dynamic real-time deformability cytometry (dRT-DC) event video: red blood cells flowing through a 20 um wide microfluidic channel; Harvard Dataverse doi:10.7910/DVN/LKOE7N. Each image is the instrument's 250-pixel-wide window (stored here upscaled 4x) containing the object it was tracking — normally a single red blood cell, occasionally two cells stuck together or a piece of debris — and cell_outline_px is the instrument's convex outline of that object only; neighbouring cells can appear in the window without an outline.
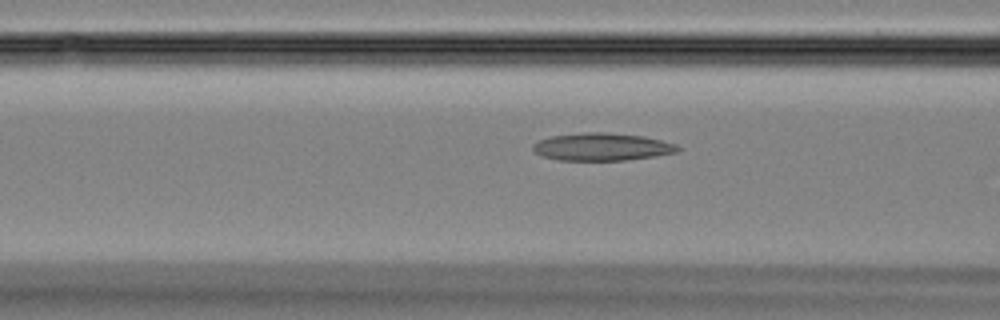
{"species": "Egyptian fruit bat (a non-hibernating species)", "species_latin": "Rousettus aegyptiacus", "temperature_condition": "room temperature", "stored_images_in_passage": 17, "camera_frame_rate_fps": 3000, "um_per_image_px": 0.085, "animal": {"sex": "female"}, "frame": {"image": 1, "passage_image": 15, "time_ms": 4.667, "image_size_px": [1000, 320], "cell_outline_px": [[680, 148], [676, 152], [656, 156], [624, 160], [556, 160], [540, 156], [532, 148], [532, 144], [540, 140], [552, 136], [584, 132], [604, 132], [644, 136], [676, 144]], "centroid_in_image_um": [51.14, 12.48], "position_along_channel_um": 115.5, "area_um2": 23.24}}